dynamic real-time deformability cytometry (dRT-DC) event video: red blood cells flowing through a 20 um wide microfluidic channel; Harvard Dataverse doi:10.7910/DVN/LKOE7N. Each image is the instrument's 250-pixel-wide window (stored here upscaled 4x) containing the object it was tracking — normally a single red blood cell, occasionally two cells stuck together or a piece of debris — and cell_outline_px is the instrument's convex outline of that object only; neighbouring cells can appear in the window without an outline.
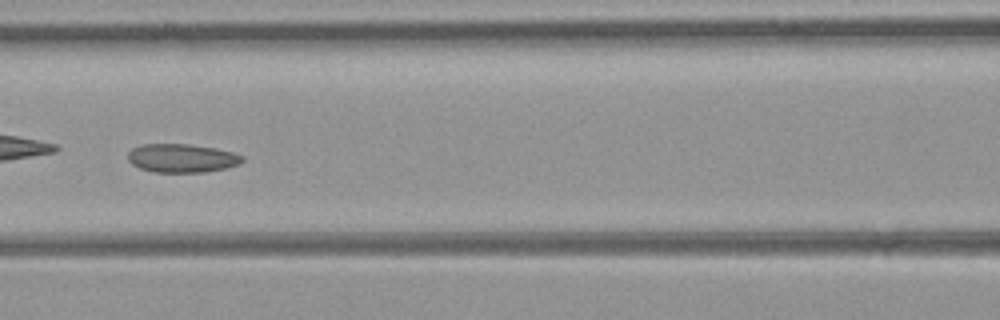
{"species": "common noctule bat (a hibernating species)", "species_latin": "Nyctalus noctula", "temperature_condition": "room temperature", "stored_images_in_passage": 43, "camera_frame_rate_fps": 3000, "um_per_image_px": 0.085, "animal": {"sex": "female", "body_mass_g": 21.9}, "frame": {"image": 1, "passage_image": 19, "time_ms": 6.0, "image_size_px": [1000, 320], "cell_outline_px": [[244, 160], [240, 164], [224, 168], [204, 172], [156, 172], [140, 168], [132, 164], [128, 160], [128, 152], [132, 148], [140, 144], [188, 144], [212, 148], [232, 152], [244, 156]], "centroid_in_image_um": [15.44, 13.44], "position_along_channel_um": 151.2, "area_um2": 18.96}, "authors_computed_cell_mechanics": {"area_um2": 19.8254, "velocity_mm_per_s": 4.4047, "shape_relaxation_time_tau1_ms": null, "shape_relaxation_time_tau2_ms": 2.1606, "deformation_change_tau1": null, "deformation_change_tau2": 0.0715}}